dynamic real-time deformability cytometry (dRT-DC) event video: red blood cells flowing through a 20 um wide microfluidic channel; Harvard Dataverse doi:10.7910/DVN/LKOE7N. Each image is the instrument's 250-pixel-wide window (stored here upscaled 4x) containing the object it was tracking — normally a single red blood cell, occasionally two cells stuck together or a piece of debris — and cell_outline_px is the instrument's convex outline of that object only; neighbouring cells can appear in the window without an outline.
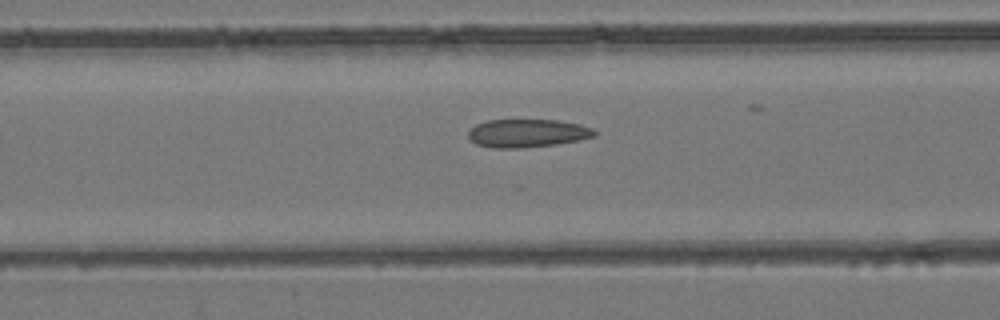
{"species": "common noctule bat (a hibernating species)", "species_latin": "Nyctalus noctula", "temperature_condition": "room temperature", "stored_images_in_passage": 42, "camera_frame_rate_fps": 3000, "um_per_image_px": 0.085, "animal": {"sex": "female", "body_mass_g": 24.6, "forearm_length_mm": 56.2}, "frame": {"image": 1, "passage_image": 22, "time_ms": 7.0, "image_size_px": [1000, 320], "cell_outline_px": [[596, 136], [580, 140], [556, 144], [520, 148], [492, 148], [476, 144], [468, 136], [468, 132], [476, 124], [488, 120], [556, 120], [580, 124], [592, 128], [596, 132]], "centroid_in_image_um": [44.83, 11.32], "position_along_channel_um": 121.8, "area_um2": 20.69}}
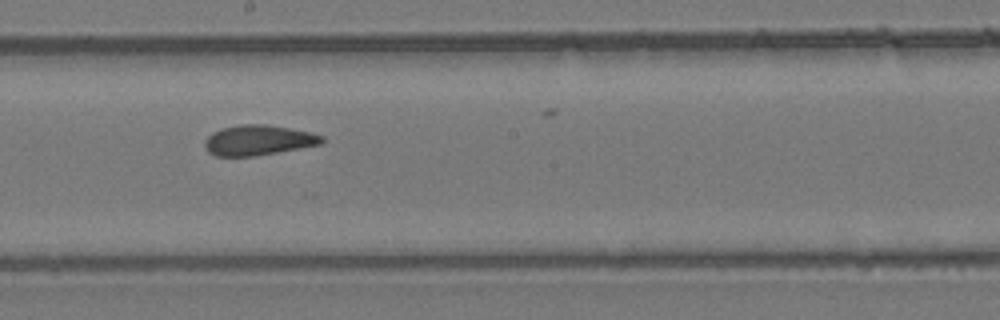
{"frame": {"image": 2, "passage_image": 30, "time_ms": 9.667, "image_size_px": [1000, 320], "cell_outline_px": [[324, 144], [252, 156], [216, 156], [208, 152], [204, 148], [204, 140], [212, 132], [224, 128], [240, 124], [264, 124], [312, 132], [324, 136]], "centroid_in_image_um": [21.96, 11.91], "position_along_channel_um": 226.2, "area_um2": 20.63}}
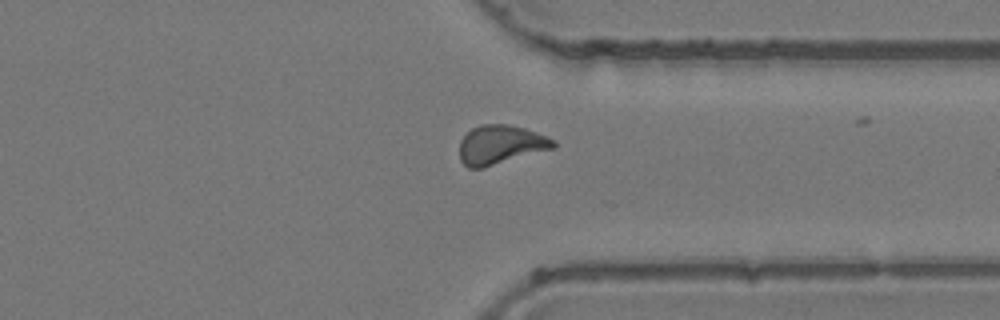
{"frame": {"image": 3, "passage_image": 41, "time_ms": 13.333, "image_size_px": [1000, 320], "cell_outline_px": [[556, 148], [484, 168], [468, 168], [460, 160], [460, 140], [472, 128], [480, 124], [508, 124], [524, 128], [536, 132], [556, 140]], "centroid_in_image_um": [42.57, 12.31], "position_along_channel_um": 368.8, "area_um2": 21.62}}